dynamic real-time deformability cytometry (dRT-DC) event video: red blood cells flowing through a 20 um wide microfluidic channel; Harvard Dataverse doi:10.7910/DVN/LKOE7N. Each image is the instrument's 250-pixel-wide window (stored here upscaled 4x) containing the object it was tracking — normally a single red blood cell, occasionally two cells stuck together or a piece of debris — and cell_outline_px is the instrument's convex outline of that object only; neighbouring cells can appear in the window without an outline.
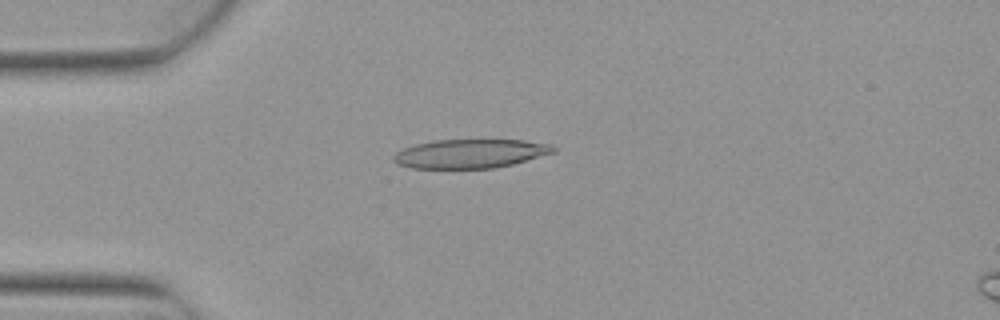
{"species": "Egyptian fruit bat (a non-hibernating species)", "species_latin": "Rousettus aegyptiacus", "temperature_condition": "warm", "stored_images_in_passage": 5, "camera_frame_rate_fps": 3000, "um_per_image_px": 0.085, "animal": {"sex": "female"}, "frame": {"image": 1, "passage_image": 3, "time_ms": 0.667, "image_size_px": [1000, 320], "cell_outline_px": [[556, 152], [512, 164], [496, 168], [412, 168], [396, 164], [392, 160], [392, 156], [396, 152], [404, 148], [416, 144], [436, 140], [524, 140], [552, 144], [556, 148]], "centroid_in_image_um": [39.98, 13.06], "position_along_channel_um": 45.0, "area_um2": 26.99}}
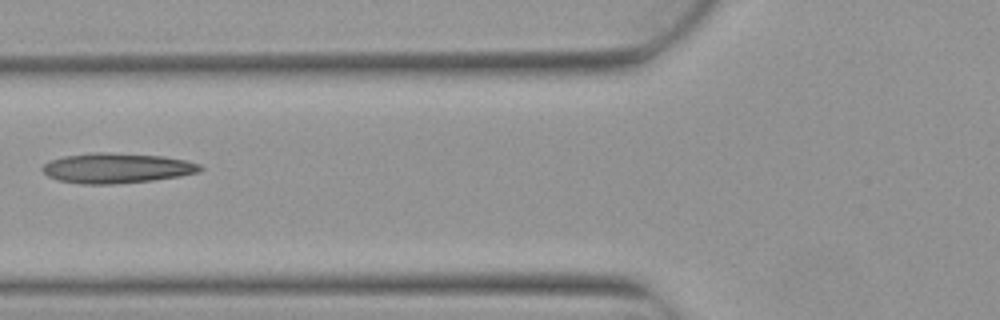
{"frame": {"image": 2, "passage_image": 5, "time_ms": 1.333, "image_size_px": [1000, 320], "cell_outline_px": [[204, 168], [200, 172], [180, 176], [152, 180], [112, 184], [84, 184], [56, 180], [48, 176], [40, 168], [44, 164], [52, 160], [64, 156], [92, 152], [108, 152], [164, 156], [188, 160], [200, 164]], "centroid_in_image_um": [9.95, 14.28], "position_along_channel_um": 115.9, "area_um2": 27.8}}